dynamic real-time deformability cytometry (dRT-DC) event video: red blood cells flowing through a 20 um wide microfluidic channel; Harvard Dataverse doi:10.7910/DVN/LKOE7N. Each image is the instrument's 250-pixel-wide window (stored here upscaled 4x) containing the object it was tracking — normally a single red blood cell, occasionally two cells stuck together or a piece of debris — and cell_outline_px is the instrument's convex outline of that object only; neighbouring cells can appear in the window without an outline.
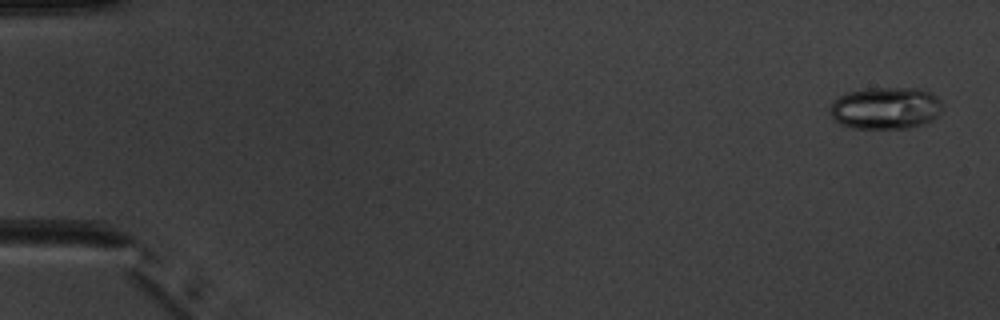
{"species": "common noctule bat (a hibernating species)", "species_latin": "Nyctalus noctula", "temperature_condition": "warm", "stored_images_in_passage": 7, "camera_frame_rate_fps": 3000, "um_per_image_px": 0.085, "animal": {"sex": "male", "body_mass_g": 20.1, "forearm_length_mm": 53.5}, "frame": {"image": 1, "passage_image": 1, "time_ms": 0.0, "image_size_px": [1000, 320], "cell_outline_px": [[944, 104], [940, 112], [928, 124], [908, 128], [856, 128], [840, 124], [828, 112], [828, 108], [840, 96], [848, 92], [864, 88], [916, 88], [928, 92], [936, 96]], "centroid_in_image_um": [75.3, 9.19], "position_along_channel_um": 9.7, "area_um2": 27.69}}